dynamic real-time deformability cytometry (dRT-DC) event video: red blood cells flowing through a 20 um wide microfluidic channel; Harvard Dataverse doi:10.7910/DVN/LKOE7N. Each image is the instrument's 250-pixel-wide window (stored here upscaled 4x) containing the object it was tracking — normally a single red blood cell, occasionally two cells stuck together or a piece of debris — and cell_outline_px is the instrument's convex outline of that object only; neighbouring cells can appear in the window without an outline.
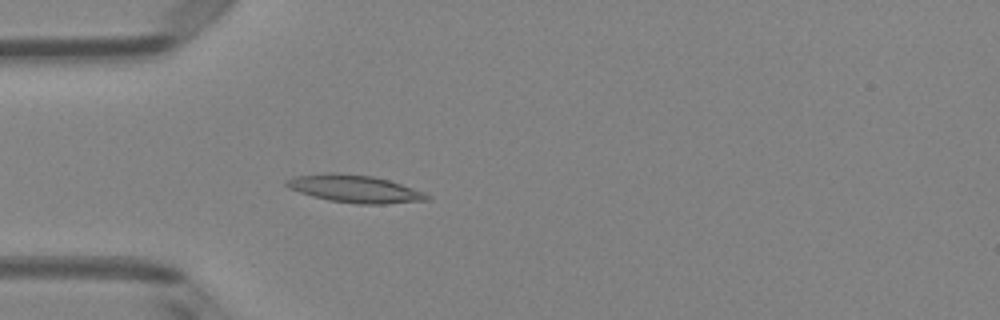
{"species": "Egyptian fruit bat (a non-hibernating species)", "species_latin": "Rousettus aegyptiacus", "temperature_condition": "room temperature", "stored_images_in_passage": 3, "camera_frame_rate_fps": 3000, "um_per_image_px": 0.085, "animal": {"sex": "female"}, "frame": {"image": 1, "passage_image": 3, "time_ms": 0.667, "image_size_px": [1000, 320], "cell_outline_px": [[432, 200], [384, 204], [356, 204], [328, 200], [312, 196], [288, 188], [284, 184], [284, 180], [292, 176], [324, 172], [336, 172], [372, 176], [388, 180], [424, 192], [432, 196]], "centroid_in_image_um": [30.12, 16.04], "position_along_channel_um": 54.9, "area_um2": 22.89}}